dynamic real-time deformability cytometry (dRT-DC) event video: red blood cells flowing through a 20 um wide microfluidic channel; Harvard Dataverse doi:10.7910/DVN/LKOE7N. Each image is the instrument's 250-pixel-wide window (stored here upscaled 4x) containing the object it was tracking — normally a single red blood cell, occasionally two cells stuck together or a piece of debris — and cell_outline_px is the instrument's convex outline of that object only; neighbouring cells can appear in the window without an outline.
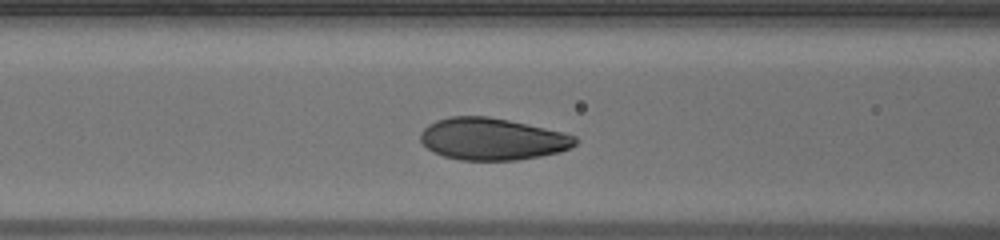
{"species": "human", "species_latin": "Homo sapiens", "temperature_condition": "warm", "stored_images_in_passage": 31, "camera_frame_rate_fps": 3000, "um_per_image_px": 0.085, "donor": {"sex": "male"}, "frame": {"image": 1, "passage_image": 11, "time_ms": 3.333, "image_size_px": [1000, 240], "cell_outline_px": [[580, 140], [576, 144], [560, 152], [540, 156], [516, 160], [460, 160], [444, 156], [432, 152], [420, 140], [420, 132], [428, 124], [436, 120], [448, 116], [488, 116], [508, 120], [564, 132], [576, 136]], "centroid_in_image_um": [41.84, 11.81], "position_along_channel_um": 124.8, "area_um2": 38.03}}
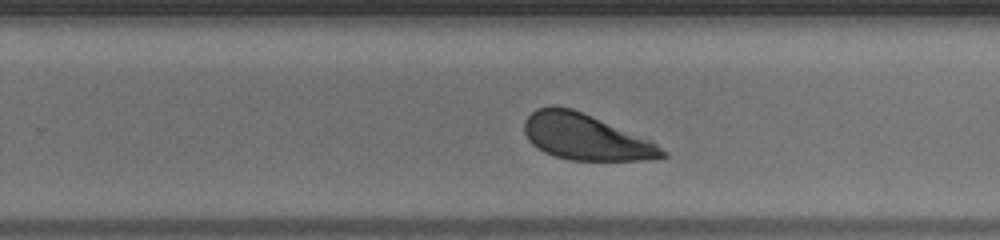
{"frame": {"image": 2, "passage_image": 22, "time_ms": 7.0, "image_size_px": [1000, 240], "cell_outline_px": [[668, 156], [644, 160], [568, 160], [544, 152], [536, 148], [528, 140], [524, 132], [524, 120], [536, 108], [552, 104], [572, 108], [652, 140], [668, 152]], "centroid_in_image_um": [49.76, 11.63], "position_along_channel_um": 280.0, "area_um2": 37.22}}
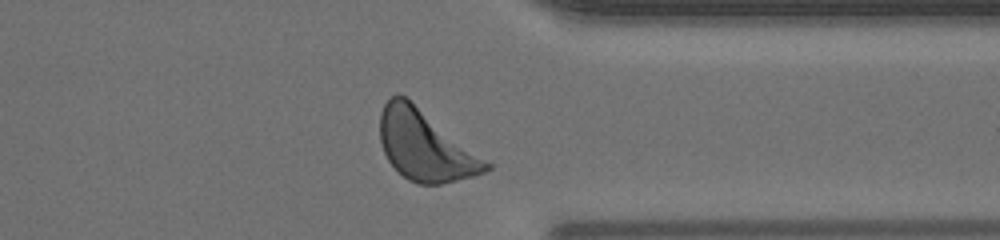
{"frame": {"image": 3, "passage_image": 29, "time_ms": 9.333, "image_size_px": [1000, 240], "cell_outline_px": [[492, 168], [484, 172], [472, 176], [440, 184], [416, 184], [408, 180], [388, 160], [384, 152], [380, 140], [380, 112], [384, 104], [392, 96], [400, 92], [492, 164]], "centroid_in_image_um": [36.12, 12.37], "position_along_channel_um": 375.3, "area_um2": 42.83}}